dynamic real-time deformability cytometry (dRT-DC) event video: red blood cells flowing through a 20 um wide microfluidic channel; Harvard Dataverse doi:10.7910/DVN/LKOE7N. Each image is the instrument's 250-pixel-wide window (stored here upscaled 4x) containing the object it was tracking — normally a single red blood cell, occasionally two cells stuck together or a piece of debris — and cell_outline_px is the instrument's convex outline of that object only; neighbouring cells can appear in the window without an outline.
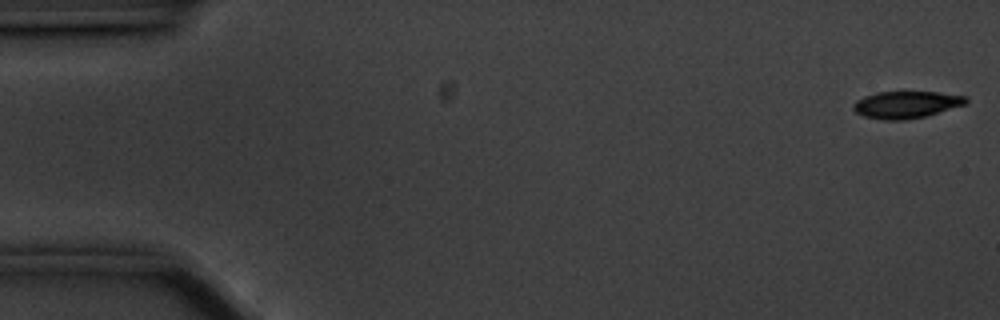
{"species": "common noctule bat (a hibernating species)", "species_latin": "Nyctalus noctula", "temperature_condition": "cold", "stored_images_in_passage": 56, "camera_frame_rate_fps": 3000, "um_per_image_px": 0.085, "animal": {"sex": "male", "body_mass_g": 20.1, "forearm_length_mm": 53.5}, "frame": {"image": 1, "passage_image": 1, "time_ms": 0.0, "image_size_px": [1000, 320], "cell_outline_px": [[968, 100], [964, 104], [924, 116], [904, 120], [884, 120], [864, 116], [856, 112], [852, 108], [852, 104], [856, 100], [864, 96], [876, 92], [904, 88], [968, 96]], "centroid_in_image_um": [76.98, 8.83], "position_along_channel_um": 8.0, "area_um2": 18.44}}
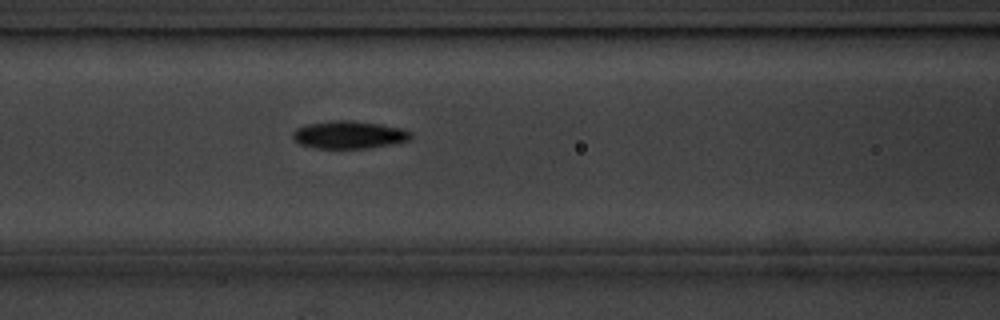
{"frame": {"image": 2, "passage_image": 23, "time_ms": 7.333, "image_size_px": [1000, 320], "cell_outline_px": [[412, 136], [408, 140], [368, 148], [316, 148], [300, 144], [292, 140], [292, 132], [296, 128], [304, 124], [332, 120], [352, 120], [380, 124], [404, 128], [412, 132]], "centroid_in_image_um": [29.62, 11.44], "position_along_channel_um": 137.0, "area_um2": 19.19}}
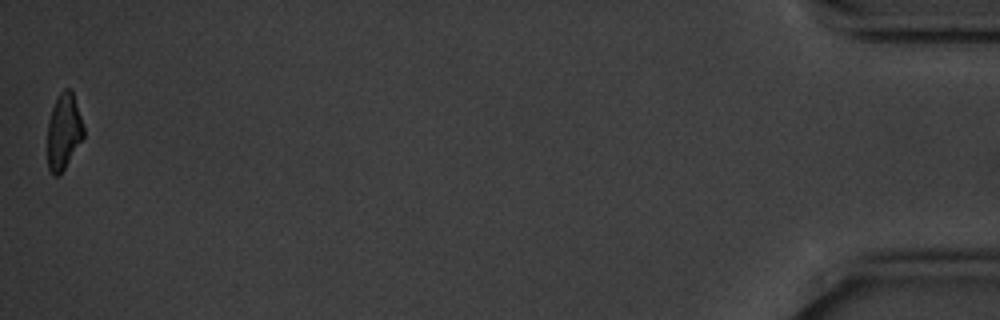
{"frame": {"image": 3, "passage_image": 56, "time_ms": 18.333, "image_size_px": [1000, 320], "cell_outline_px": [[84, 136], [60, 176], [52, 176], [48, 168], [48, 120], [52, 108], [60, 92], [64, 88], [72, 88], [84, 128]], "centroid_in_image_um": [5.41, 11.18], "position_along_channel_um": 429.8, "area_um2": 16.07}, "authors_computed_cell_mechanics": {"area_um2": 18.3515, "velocity_mm_per_s": 3.5309, "shape_relaxation_time_tau1_ms": 2.5338, "shape_relaxation_time_tau2_ms": 6.8419, "deformation_change_tau1": 0.1203, "deformation_change_tau2": 0.1282}}